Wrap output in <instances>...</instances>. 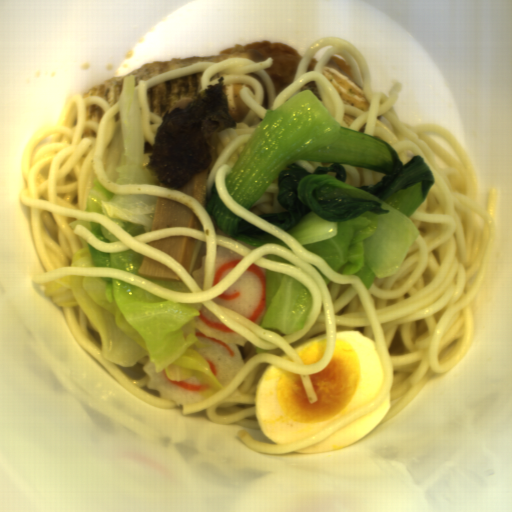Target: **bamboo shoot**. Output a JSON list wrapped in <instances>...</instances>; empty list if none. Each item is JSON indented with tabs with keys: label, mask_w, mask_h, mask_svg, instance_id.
<instances>
[{
	"label": "bamboo shoot",
	"mask_w": 512,
	"mask_h": 512,
	"mask_svg": "<svg viewBox=\"0 0 512 512\" xmlns=\"http://www.w3.org/2000/svg\"><path fill=\"white\" fill-rule=\"evenodd\" d=\"M170 227H186L204 232L201 220L189 207L156 195L150 232Z\"/></svg>",
	"instance_id": "bamboo-shoot-1"
},
{
	"label": "bamboo shoot",
	"mask_w": 512,
	"mask_h": 512,
	"mask_svg": "<svg viewBox=\"0 0 512 512\" xmlns=\"http://www.w3.org/2000/svg\"><path fill=\"white\" fill-rule=\"evenodd\" d=\"M207 174L208 168L203 172L194 173L189 182L176 191L192 196L206 209Z\"/></svg>",
	"instance_id": "bamboo-shoot-4"
},
{
	"label": "bamboo shoot",
	"mask_w": 512,
	"mask_h": 512,
	"mask_svg": "<svg viewBox=\"0 0 512 512\" xmlns=\"http://www.w3.org/2000/svg\"><path fill=\"white\" fill-rule=\"evenodd\" d=\"M198 240L189 236H171L147 244L173 257L189 273Z\"/></svg>",
	"instance_id": "bamboo-shoot-2"
},
{
	"label": "bamboo shoot",
	"mask_w": 512,
	"mask_h": 512,
	"mask_svg": "<svg viewBox=\"0 0 512 512\" xmlns=\"http://www.w3.org/2000/svg\"><path fill=\"white\" fill-rule=\"evenodd\" d=\"M159 186H162V187H165V188L167 187V186H165V183H162V182H159Z\"/></svg>",
	"instance_id": "bamboo-shoot-6"
},
{
	"label": "bamboo shoot",
	"mask_w": 512,
	"mask_h": 512,
	"mask_svg": "<svg viewBox=\"0 0 512 512\" xmlns=\"http://www.w3.org/2000/svg\"><path fill=\"white\" fill-rule=\"evenodd\" d=\"M138 273L148 279L170 282H183V279L168 265L143 255V263Z\"/></svg>",
	"instance_id": "bamboo-shoot-3"
},
{
	"label": "bamboo shoot",
	"mask_w": 512,
	"mask_h": 512,
	"mask_svg": "<svg viewBox=\"0 0 512 512\" xmlns=\"http://www.w3.org/2000/svg\"><path fill=\"white\" fill-rule=\"evenodd\" d=\"M199 97L197 96H190V97H183L181 99H178L175 103H173L167 110V112L170 114L171 111L175 108V107H179L180 110L181 109H185L187 103H190V102H194L196 99H198Z\"/></svg>",
	"instance_id": "bamboo-shoot-5"
}]
</instances>
